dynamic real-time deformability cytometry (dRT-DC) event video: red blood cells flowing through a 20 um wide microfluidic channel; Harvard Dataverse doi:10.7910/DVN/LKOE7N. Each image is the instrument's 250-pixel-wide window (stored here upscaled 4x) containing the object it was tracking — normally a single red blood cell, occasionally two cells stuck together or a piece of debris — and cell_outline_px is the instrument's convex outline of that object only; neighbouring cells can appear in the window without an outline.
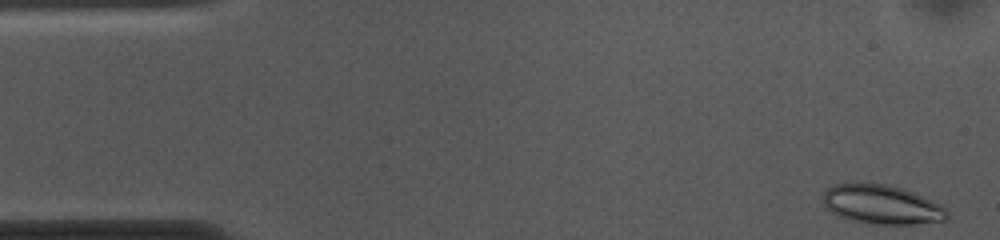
{"species": "common noctule bat (a hibernating species)", "species_latin": "Nyctalus noctula", "temperature_condition": "cold", "stored_images_in_passage": 52, "camera_frame_rate_fps": 3000, "um_per_image_px": 0.085, "animal": {"sex": "female", "body_mass_g": 10.0, "forearm_length_mm": 53.1}, "frame": {"image": 1, "passage_image": 1, "time_ms": 0.0, "image_size_px": [1000, 240], "cell_outline_px": [[948, 216], [944, 220], [916, 224], [880, 224], [856, 220], [840, 216], [832, 212], [824, 204], [824, 192], [828, 188], [836, 184], [884, 184], [904, 188], [932, 200], [940, 204], [948, 212]], "centroid_in_image_um": [75.0, 17.38], "position_along_channel_um": 10.0, "area_um2": 27.69}}
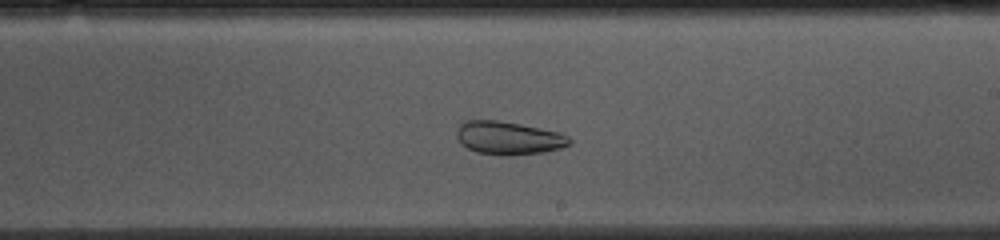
{"frame": {"image": 2, "passage_image": 29, "time_ms": 9.333, "image_size_px": [1000, 240], "cell_outline_px": [[572, 144], [560, 148], [544, 152], [476, 152], [468, 148], [456, 136], [456, 132], [460, 124], [464, 120], [496, 120], [520, 124], [560, 132], [568, 136], [572, 140]], "centroid_in_image_um": [43.25, 11.66], "position_along_channel_um": 245.7, "area_um2": 20.81}}
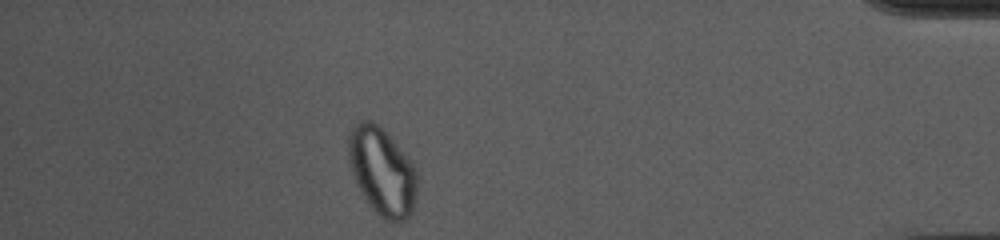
{"frame": {"image": 3, "passage_image": 46, "time_ms": 15.0, "image_size_px": [1000, 240], "cell_outline_px": [[416, 204], [408, 220], [384, 220], [372, 208], [364, 196], [352, 172], [348, 152], [348, 136], [352, 128], [360, 120], [372, 120], [408, 156], [416, 168]], "centroid_in_image_um": [32.5, 14.58], "position_along_channel_um": 402.7, "area_um2": 34.62}, "authors_computed_cell_mechanics": {"area_um2": 27.6862, "velocity_mm_per_s": 3.6671, "shape_relaxation_time_tau1_ms": null, "shape_relaxation_time_tau2_ms": 2.1002, "deformation_change_tau1": null, "deformation_change_tau2": 0.0672}}